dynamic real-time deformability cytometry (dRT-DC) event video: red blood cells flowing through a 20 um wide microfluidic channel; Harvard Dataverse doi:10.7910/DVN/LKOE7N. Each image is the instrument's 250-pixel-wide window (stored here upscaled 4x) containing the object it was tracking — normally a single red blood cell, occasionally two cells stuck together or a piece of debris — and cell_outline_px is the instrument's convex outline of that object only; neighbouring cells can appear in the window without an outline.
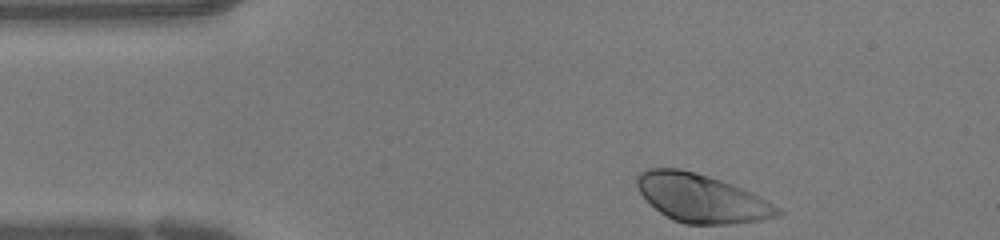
{"species": "human", "species_latin": "Homo sapiens", "temperature_condition": "warm", "stored_images_in_passage": 31, "camera_frame_rate_fps": 3000, "um_per_image_px": 0.085, "donor": {"sex": "female"}, "frame": {"image": 1, "passage_image": 1, "time_ms": 0.0, "image_size_px": [1000, 240], "cell_outline_px": [[784, 212], [780, 216], [764, 220], [732, 224], [684, 224], [672, 220], [660, 212], [640, 192], [636, 184], [636, 176], [640, 172], [648, 168], [680, 168], [696, 172], [732, 184], [760, 196], [780, 208]], "centroid_in_image_um": [59.66, 16.85], "position_along_channel_um": 25.3, "area_um2": 39.65}}
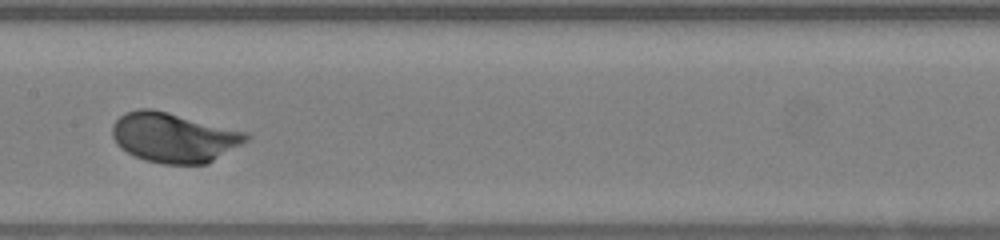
{"frame": {"image": 2, "passage_image": 16, "time_ms": 5.0, "image_size_px": [1000, 240], "cell_outline_px": [[252, 136], [248, 140], [208, 164], [164, 164], [144, 160], [120, 148], [116, 144], [112, 136], [112, 124], [124, 112], [140, 108], [152, 108], [248, 132]], "centroid_in_image_um": [14.78, 11.68], "position_along_channel_um": 192.6, "area_um2": 39.02}}
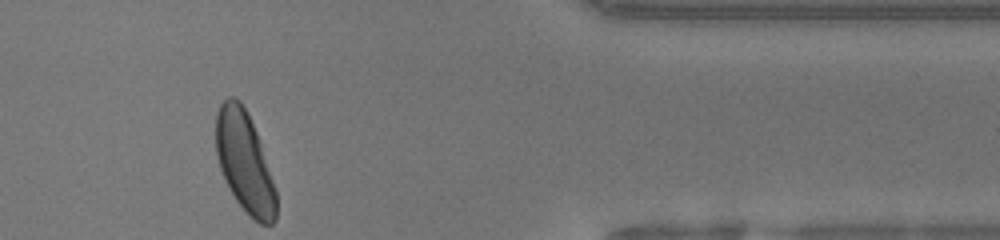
{"frame": {"image": 3, "passage_image": 31, "time_ms": 10.0, "image_size_px": [1000, 240], "cell_outline_px": [[276, 220], [272, 224], [260, 224], [248, 216], [236, 200], [220, 168], [216, 156], [216, 112], [220, 104], [228, 96], [236, 96], [240, 100], [248, 112], [260, 140], [276, 188]], "centroid_in_image_um": [20.8, 13.75], "position_along_channel_um": 390.6, "area_um2": 35.6}}